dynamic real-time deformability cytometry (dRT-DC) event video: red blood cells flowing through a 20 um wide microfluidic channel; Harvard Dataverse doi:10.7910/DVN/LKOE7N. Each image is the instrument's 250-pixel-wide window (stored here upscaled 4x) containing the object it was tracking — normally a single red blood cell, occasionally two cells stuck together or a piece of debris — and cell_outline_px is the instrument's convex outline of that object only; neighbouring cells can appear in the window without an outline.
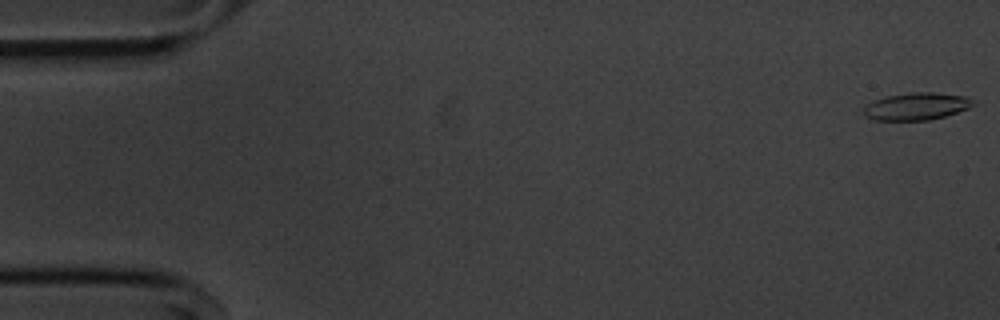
{"species": "common noctule bat (a hibernating species)", "species_latin": "Nyctalus noctula", "temperature_condition": "cold", "stored_images_in_passage": 55, "camera_frame_rate_fps": 3000, "um_per_image_px": 0.085, "animal": {"sex": "male", "body_mass_g": 20.1, "forearm_length_mm": 53.5}, "frame": {"image": 1, "passage_image": 1, "time_ms": 0.0, "image_size_px": [1000, 320], "cell_outline_px": [[976, 104], [968, 108], [944, 116], [928, 120], [872, 120], [864, 112], [864, 108], [868, 104], [876, 100], [888, 96], [908, 92], [932, 92], [968, 96]], "centroid_in_image_um": [77.94, 9.03], "position_along_channel_um": 7.1, "area_um2": 17.22}}
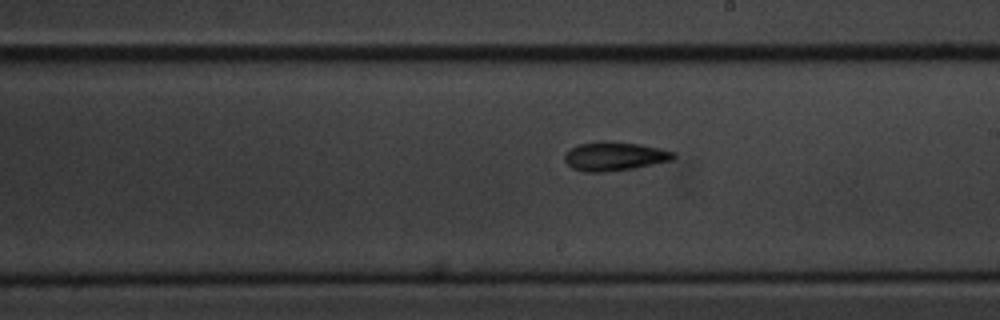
{"frame": {"image": 2, "passage_image": 31, "time_ms": 10.0, "image_size_px": [1000, 320], "cell_outline_px": [[676, 156], [672, 160], [632, 168], [600, 172], [584, 172], [572, 168], [564, 160], [564, 156], [576, 144], [604, 140], [608, 140], [640, 144], [660, 148], [676, 152]], "centroid_in_image_um": [52.23, 13.26], "position_along_channel_um": 236.8, "area_um2": 18.32}}
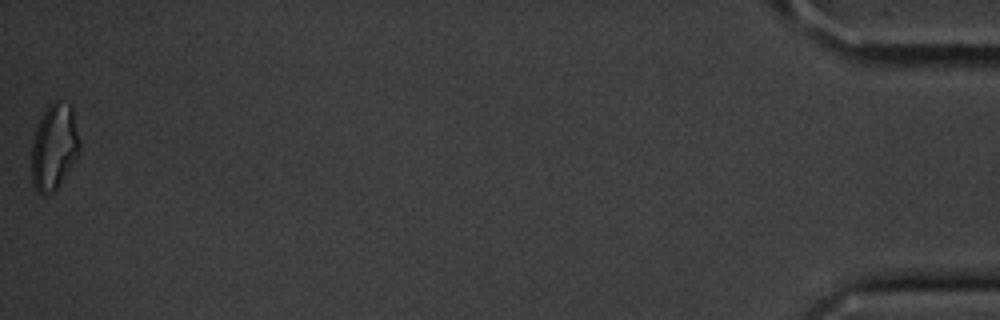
{"frame": {"image": 3, "passage_image": 55, "time_ms": 18.0, "image_size_px": [1000, 320], "cell_outline_px": [[80, 152], [56, 188], [48, 196], [44, 196], [36, 192], [32, 184], [32, 140], [36, 128], [44, 108], [48, 104], [56, 100], [68, 104], [72, 108], [80, 140]], "centroid_in_image_um": [4.58, 12.48], "position_along_channel_um": 430.6, "area_um2": 24.16}, "authors_computed_cell_mechanics": {"area_um2": 18.0914, "velocity_mm_per_s": 3.6335, "shape_relaxation_time_tau1_ms": 3.8413, "shape_relaxation_time_tau2_ms": null, "deformation_change_tau1": 0.1256, "deformation_change_tau2": null}}